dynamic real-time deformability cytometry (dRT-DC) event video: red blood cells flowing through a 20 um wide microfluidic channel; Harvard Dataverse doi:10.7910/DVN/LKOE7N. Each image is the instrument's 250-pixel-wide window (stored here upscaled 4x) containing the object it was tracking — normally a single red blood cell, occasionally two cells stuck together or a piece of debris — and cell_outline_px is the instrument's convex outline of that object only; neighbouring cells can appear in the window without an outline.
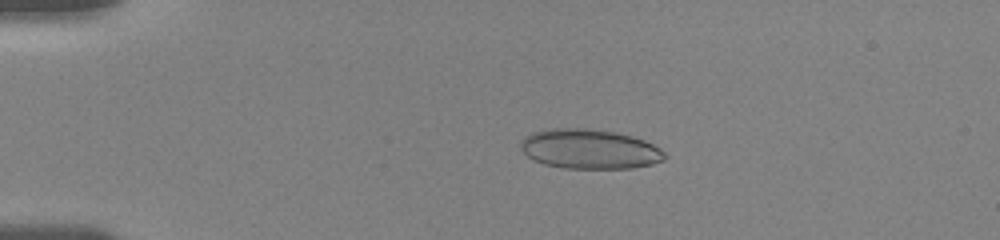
{"species": "human", "species_latin": "Homo sapiens", "temperature_condition": "room temperature", "stored_images_in_passage": 25, "camera_frame_rate_fps": 3000, "um_per_image_px": 0.085, "donor": {"sex": "female"}, "frame": {"image": 1, "passage_image": 4, "time_ms": 3.0, "image_size_px": [1000, 240], "cell_outline_px": [[668, 156], [664, 160], [652, 164], [632, 168], [564, 168], [544, 164], [528, 156], [520, 148], [520, 140], [524, 136], [532, 132], [552, 128], [584, 128], [612, 132], [632, 136], [644, 140], [660, 148]], "centroid_in_image_um": [50.11, 12.67], "position_along_channel_um": 34.9, "area_um2": 33.23}}
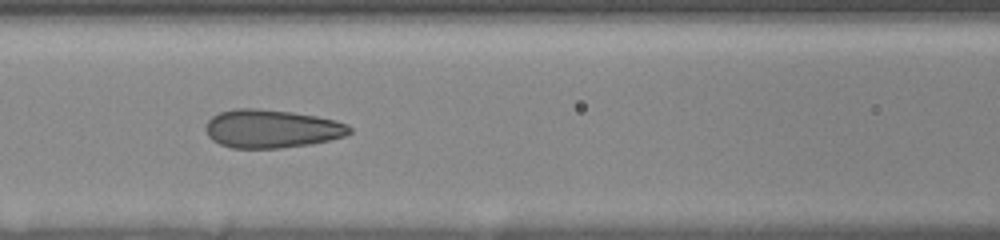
{"frame": {"image": 2, "passage_image": 14, "time_ms": 7.333, "image_size_px": [1000, 240], "cell_outline_px": [[352, 132], [344, 136], [328, 140], [308, 144], [280, 148], [232, 148], [220, 144], [212, 140], [208, 136], [204, 128], [208, 120], [212, 116], [220, 112], [236, 108], [256, 108], [292, 112], [316, 116], [336, 120], [348, 124], [352, 128]], "centroid_in_image_um": [23.07, 10.94], "position_along_channel_um": 143.5, "area_um2": 32.19}}
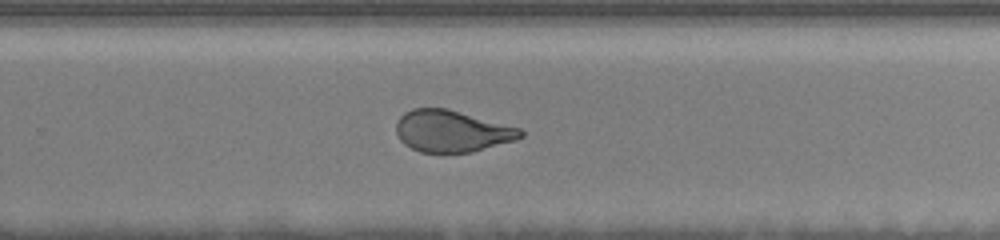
{"frame": {"image": 3, "passage_image": 23, "time_ms": 11.333, "image_size_px": [1000, 240], "cell_outline_px": [[524, 136], [516, 140], [472, 152], [420, 152], [404, 144], [400, 140], [396, 132], [396, 124], [400, 116], [404, 112], [412, 108], [448, 108], [520, 128], [524, 132]], "centroid_in_image_um": [38.41, 11.14], "position_along_channel_um": 291.4, "area_um2": 30.29}}